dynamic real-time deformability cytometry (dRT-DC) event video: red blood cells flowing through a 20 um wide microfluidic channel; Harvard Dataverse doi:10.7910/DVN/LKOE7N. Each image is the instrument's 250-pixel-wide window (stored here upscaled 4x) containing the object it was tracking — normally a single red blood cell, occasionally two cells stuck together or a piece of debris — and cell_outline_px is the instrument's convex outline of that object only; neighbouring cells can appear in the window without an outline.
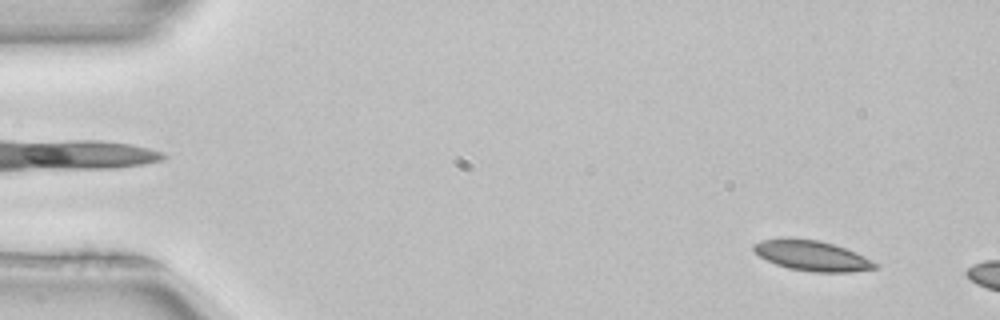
{"species": "common noctule bat (a hibernating species)", "species_latin": "Nyctalus noctula", "temperature_condition": "room temperature", "stored_images_in_passage": 9, "camera_frame_rate_fps": 3000, "um_per_image_px": 0.085, "animal": {"sex": "female", "body_mass_g": 22.7, "forearm_length_mm": 54.2}, "frame": {"image": 1, "passage_image": 4, "time_ms": 1.0, "image_size_px": [1000, 320], "cell_outline_px": [[880, 264], [876, 268], [848, 272], [812, 272], [788, 268], [776, 264], [760, 256], [752, 248], [752, 244], [760, 240], [788, 236], [820, 240], [856, 252]], "centroid_in_image_um": [68.99, 21.7], "position_along_channel_um": 16.0, "area_um2": 21.68}}